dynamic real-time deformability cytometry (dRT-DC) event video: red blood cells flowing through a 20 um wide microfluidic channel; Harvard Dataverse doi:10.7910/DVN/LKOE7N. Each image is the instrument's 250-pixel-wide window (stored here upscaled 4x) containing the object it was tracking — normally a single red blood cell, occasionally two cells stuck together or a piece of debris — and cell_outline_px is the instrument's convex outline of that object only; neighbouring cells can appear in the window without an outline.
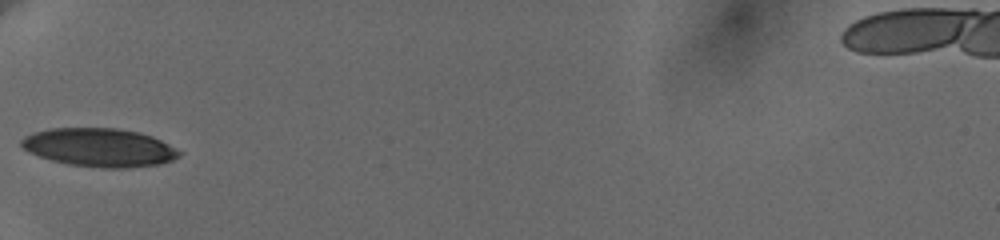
{"species": "human", "species_latin": "Homo sapiens", "temperature_condition": "cold", "stored_images_in_passage": 34, "camera_frame_rate_fps": 3000, "um_per_image_px": 0.085, "donor": {"sex": "female"}, "frame": {"image": 1, "passage_image": 1, "time_ms": 0.0, "image_size_px": [1000, 240], "cell_outline_px": [[180, 156], [172, 160], [160, 164], [124, 168], [100, 168], [68, 164], [52, 160], [28, 152], [20, 144], [20, 140], [24, 136], [36, 132], [52, 128], [116, 128], [136, 132], [152, 136], [168, 144], [180, 152]], "centroid_in_image_um": [8.43, 12.54], "position_along_channel_um": 76.6, "area_um2": 35.08}}
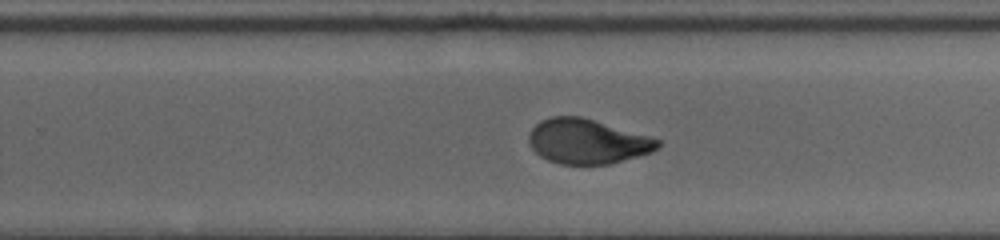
{"frame": {"image": 2, "passage_image": 18, "time_ms": 5.667, "image_size_px": [1000, 240], "cell_outline_px": [[660, 144], [652, 152], [608, 164], [560, 164], [548, 160], [540, 156], [532, 148], [528, 140], [528, 132], [540, 120], [552, 116], [580, 116], [648, 136], [660, 140]], "centroid_in_image_um": [49.86, 12.02], "position_along_channel_um": 279.9, "area_um2": 33.29}}
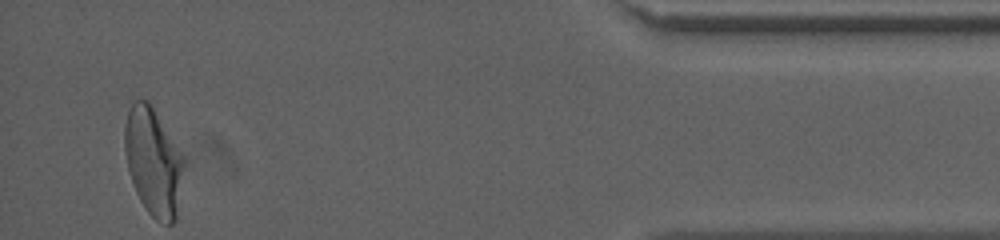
{"frame": {"image": 3, "passage_image": 34, "time_ms": 11.0, "image_size_px": [1000, 240], "cell_outline_px": [[184, 164], [176, 220], [172, 224], [164, 224], [156, 220], [144, 208], [136, 192], [128, 168], [124, 148], [124, 128], [128, 112], [132, 104], [136, 100], [148, 100], [152, 104], [184, 156]], "centroid_in_image_um": [13.04, 13.75], "position_along_channel_um": 422.2, "area_um2": 37.17}, "authors_computed_cell_mechanics": {"area_um2": 34.7089, "velocity_mm_per_s": 3.6281, "shape_relaxation_time_tau1_ms": 5.2645, "shape_relaxation_time_tau2_ms": 0.7899, "deformation_change_tau1": 0.1571, "deformation_change_tau2": 0.0492}}